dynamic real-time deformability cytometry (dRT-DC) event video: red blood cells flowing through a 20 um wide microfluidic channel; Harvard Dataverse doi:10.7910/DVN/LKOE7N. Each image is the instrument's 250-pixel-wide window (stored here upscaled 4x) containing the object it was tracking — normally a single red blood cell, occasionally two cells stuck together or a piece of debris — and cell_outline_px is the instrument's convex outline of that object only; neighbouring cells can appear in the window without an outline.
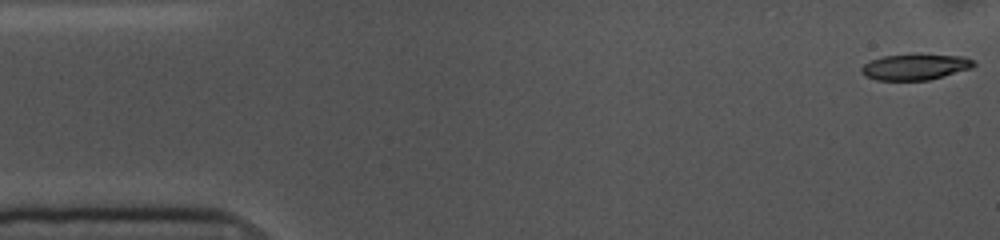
{"species": "common noctule bat (a hibernating species)", "species_latin": "Nyctalus noctula", "temperature_condition": "cold", "stored_images_in_passage": 54, "camera_frame_rate_fps": 3000, "um_per_image_px": 0.085, "animal": {"sex": "female", "body_mass_g": 10.0, "forearm_length_mm": 53.1}, "frame": {"image": 1, "passage_image": 1, "time_ms": 0.0, "image_size_px": [1000, 240], "cell_outline_px": [[976, 64], [972, 68], [944, 76], [928, 80], [876, 80], [864, 76], [860, 72], [860, 68], [864, 64], [872, 60], [884, 56], [916, 52], [964, 56], [976, 60]], "centroid_in_image_um": [77.83, 5.65], "position_along_channel_um": 7.2, "area_um2": 17.69}}
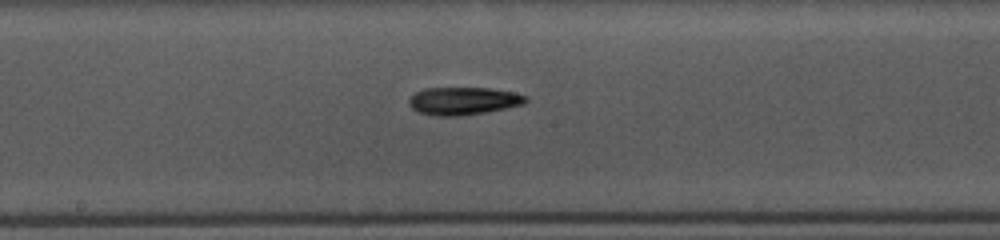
{"frame": {"image": 2, "passage_image": 27, "time_ms": 8.667, "image_size_px": [1000, 240], "cell_outline_px": [[528, 100], [524, 104], [488, 112], [460, 116], [436, 116], [420, 112], [412, 108], [408, 104], [408, 100], [416, 92], [424, 88], [492, 88], [512, 92], [528, 96]], "centroid_in_image_um": [39.4, 8.58], "position_along_channel_um": 208.8, "area_um2": 18.96}}
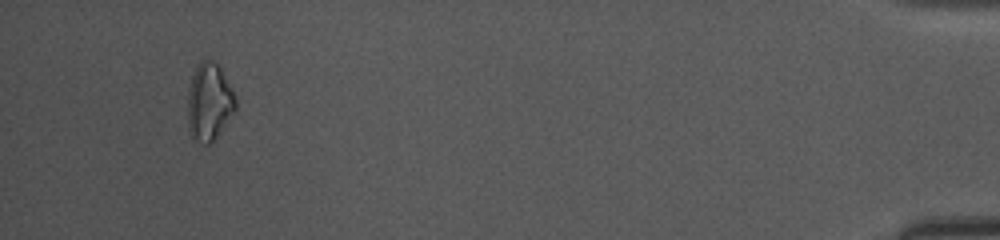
{"frame": {"image": 3, "passage_image": 51, "time_ms": 16.667, "image_size_px": [1000, 240], "cell_outline_px": [[236, 108], [216, 136], [208, 144], [204, 144], [196, 140], [192, 136], [188, 128], [188, 88], [192, 76], [200, 60], [208, 56], [220, 68], [232, 88], [236, 96]], "centroid_in_image_um": [17.77, 8.61], "position_along_channel_um": 417.4, "area_um2": 21.44}, "authors_computed_cell_mechanics": {"area_um2": 18.2359, "velocity_mm_per_s": 3.6073, "shape_relaxation_time_tau1_ms": 3.7992, "shape_relaxation_time_tau2_ms": null, "deformation_change_tau1": 0.128, "deformation_change_tau2": null}}